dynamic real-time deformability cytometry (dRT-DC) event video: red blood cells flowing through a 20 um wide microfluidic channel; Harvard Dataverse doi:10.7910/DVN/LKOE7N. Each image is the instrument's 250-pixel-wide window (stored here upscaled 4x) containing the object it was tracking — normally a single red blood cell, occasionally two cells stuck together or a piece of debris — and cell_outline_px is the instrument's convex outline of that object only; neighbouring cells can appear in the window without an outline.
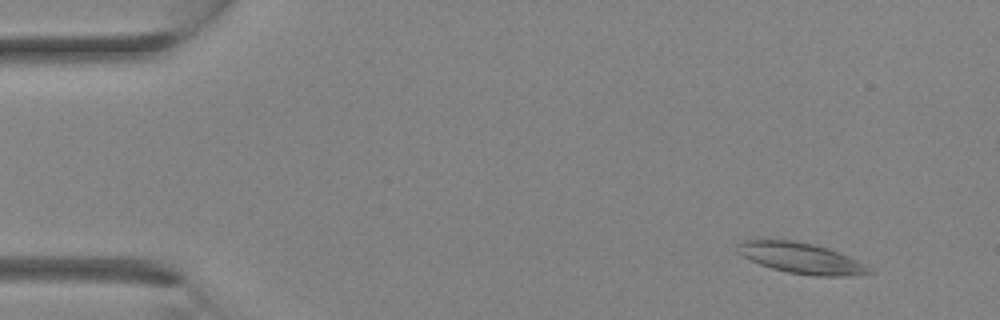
{"species": "Egyptian fruit bat (a non-hibernating species)", "species_latin": "Rousettus aegyptiacus", "temperature_condition": "room temperature", "stored_images_in_passage": 4, "camera_frame_rate_fps": 3000, "um_per_image_px": 0.085, "animal": {"sex": "female"}, "frame": {"image": 1, "passage_image": 1, "time_ms": 0.0, "image_size_px": [1000, 320], "cell_outline_px": [[872, 272], [852, 276], [816, 276], [788, 272], [772, 268], [760, 264], [736, 252], [736, 244], [744, 240], [756, 236], [768, 236], [796, 240], [816, 244], [828, 248], [848, 256], [864, 264]], "centroid_in_image_um": [67.96, 21.86], "position_along_channel_um": 17.0, "area_um2": 24.33}}